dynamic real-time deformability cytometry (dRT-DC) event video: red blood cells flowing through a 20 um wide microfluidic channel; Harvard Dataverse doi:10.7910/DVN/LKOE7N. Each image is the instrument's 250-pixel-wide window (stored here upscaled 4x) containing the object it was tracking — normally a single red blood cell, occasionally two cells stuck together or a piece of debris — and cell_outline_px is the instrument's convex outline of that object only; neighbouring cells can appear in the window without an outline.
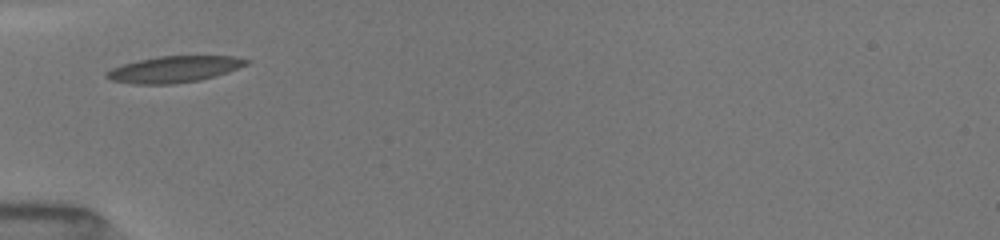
{"species": "common noctule bat (a hibernating species)", "species_latin": "Nyctalus noctula", "temperature_condition": "room temperature", "stored_images_in_passage": 27, "camera_frame_rate_fps": 3000, "um_per_image_px": 0.085, "animal": {"sex": "female", "body_mass_g": 19.5, "forearm_length_mm": 54.1}, "frame": {"image": 1, "passage_image": 1, "time_ms": 0.0, "image_size_px": [1000, 240], "cell_outline_px": [[248, 64], [228, 72], [200, 80], [172, 84], [132, 84], [112, 80], [104, 76], [112, 68], [136, 60], [160, 56], [236, 56], [248, 60]], "centroid_in_image_um": [14.81, 5.89], "position_along_channel_um": 70.2, "area_um2": 21.33}}
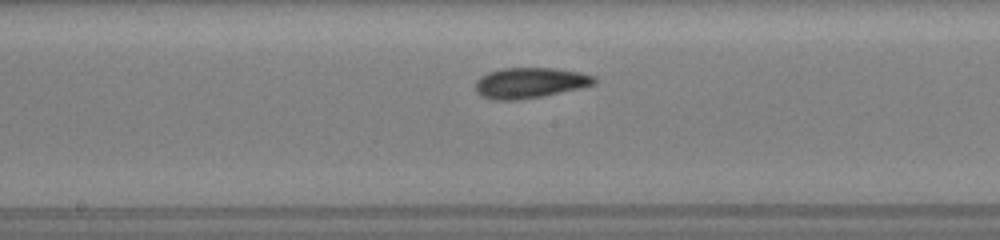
{"frame": {"image": 2, "passage_image": 13, "time_ms": 3.333, "image_size_px": [1000, 240], "cell_outline_px": [[596, 84], [580, 88], [520, 100], [492, 100], [480, 96], [476, 92], [476, 80], [480, 76], [488, 72], [504, 68], [552, 68], [580, 72], [596, 76]], "centroid_in_image_um": [45.02, 7.04], "position_along_channel_um": 203.2, "area_um2": 21.21}}
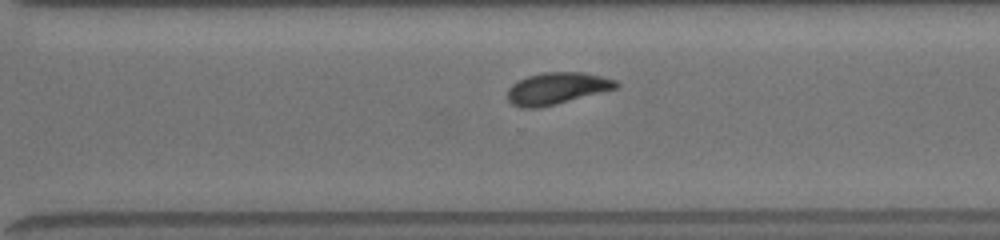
{"frame": {"image": 3, "passage_image": 24, "time_ms": 6.333, "image_size_px": [1000, 240], "cell_outline_px": [[620, 84], [616, 88], [556, 104], [540, 108], [520, 108], [512, 104], [508, 100], [508, 88], [516, 80], [528, 76], [544, 72], [584, 72], [616, 80]], "centroid_in_image_um": [47.29, 7.51], "position_along_channel_um": 323.3, "area_um2": 20.11}}